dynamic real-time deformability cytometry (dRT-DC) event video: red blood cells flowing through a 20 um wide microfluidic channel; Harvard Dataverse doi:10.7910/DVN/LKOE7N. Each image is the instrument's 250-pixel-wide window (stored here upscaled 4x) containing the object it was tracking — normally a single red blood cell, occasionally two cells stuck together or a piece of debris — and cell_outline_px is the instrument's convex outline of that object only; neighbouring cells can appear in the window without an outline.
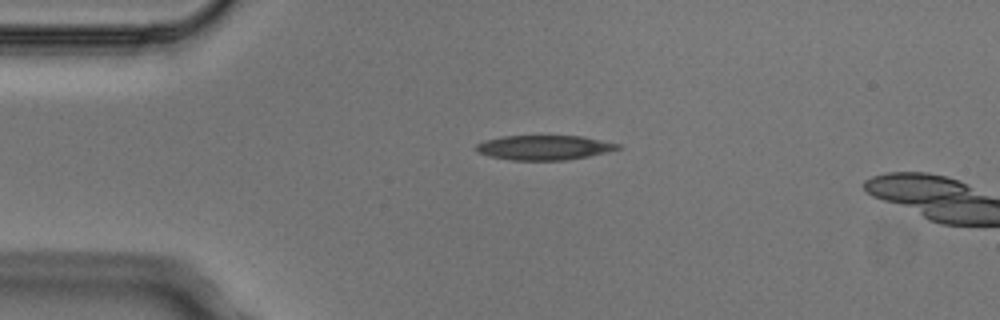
{"species": "Egyptian fruit bat (a non-hibernating species)", "species_latin": "Rousettus aegyptiacus", "temperature_condition": "cold", "stored_images_in_passage": 4, "camera_frame_rate_fps": 3000, "um_per_image_px": 0.085, "animal": {"sex": "male"}, "frame": {"image": 1, "passage_image": 2, "time_ms": 0.333, "image_size_px": [1000, 320], "cell_outline_px": [[620, 148], [608, 152], [588, 156], [564, 160], [512, 160], [492, 156], [476, 152], [476, 144], [484, 140], [500, 136], [580, 136], [620, 144]], "centroid_in_image_um": [46.23, 12.54], "position_along_channel_um": 38.8, "area_um2": 20.17}}